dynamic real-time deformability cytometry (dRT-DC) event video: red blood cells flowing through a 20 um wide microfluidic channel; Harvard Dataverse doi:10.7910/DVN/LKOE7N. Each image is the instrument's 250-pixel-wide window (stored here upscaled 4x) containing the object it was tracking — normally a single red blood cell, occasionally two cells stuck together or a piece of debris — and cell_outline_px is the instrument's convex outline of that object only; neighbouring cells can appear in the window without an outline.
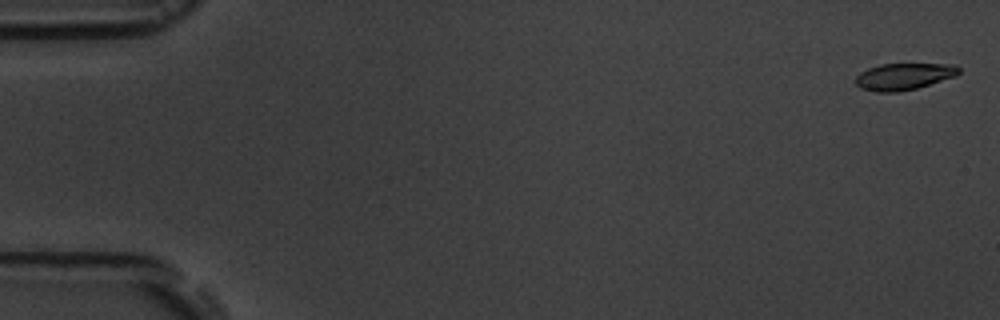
{"species": "common noctule bat (a hibernating species)", "species_latin": "Nyctalus noctula", "temperature_condition": "room temperature", "stored_images_in_passage": 7, "camera_frame_rate_fps": 3000, "um_per_image_px": 0.085, "animal": {"sex": "male", "body_mass_g": 19.5, "forearm_length_mm": 54.6}, "frame": {"image": 1, "passage_image": 1, "time_ms": 0.0, "image_size_px": [1000, 320], "cell_outline_px": [[960, 72], [956, 76], [916, 88], [896, 92], [876, 92], [860, 88], [856, 84], [856, 76], [860, 72], [868, 68], [880, 64], [956, 64], [960, 68]], "centroid_in_image_um": [76.82, 6.49], "position_along_channel_um": 8.2, "area_um2": 16.07}}
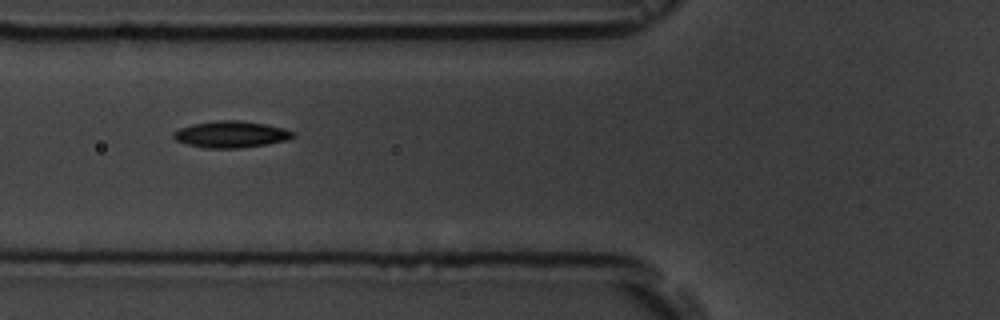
{"frame": {"image": 2, "passage_image": 6, "time_ms": 6.667, "image_size_px": [1000, 320], "cell_outline_px": [[296, 136], [284, 140], [264, 144], [240, 148], [204, 148], [188, 144], [176, 140], [172, 136], [172, 132], [180, 128], [192, 124], [216, 120], [240, 120], [264, 124], [284, 128], [296, 132]], "centroid_in_image_um": [19.62, 11.41], "position_along_channel_um": 106.2, "area_um2": 18.44}}
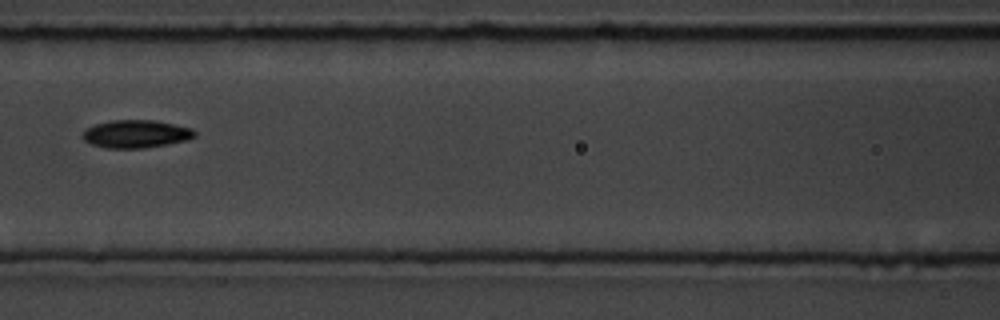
{"frame": {"image": 3, "passage_image": 7, "time_ms": 8.0, "image_size_px": [1000, 320], "cell_outline_px": [[196, 136], [188, 140], [168, 144], [144, 148], [108, 148], [92, 144], [84, 140], [84, 132], [88, 128], [96, 124], [112, 120], [156, 120], [192, 128], [196, 132]], "centroid_in_image_um": [11.62, 11.38], "position_along_channel_um": 155.0, "area_um2": 18.09}}